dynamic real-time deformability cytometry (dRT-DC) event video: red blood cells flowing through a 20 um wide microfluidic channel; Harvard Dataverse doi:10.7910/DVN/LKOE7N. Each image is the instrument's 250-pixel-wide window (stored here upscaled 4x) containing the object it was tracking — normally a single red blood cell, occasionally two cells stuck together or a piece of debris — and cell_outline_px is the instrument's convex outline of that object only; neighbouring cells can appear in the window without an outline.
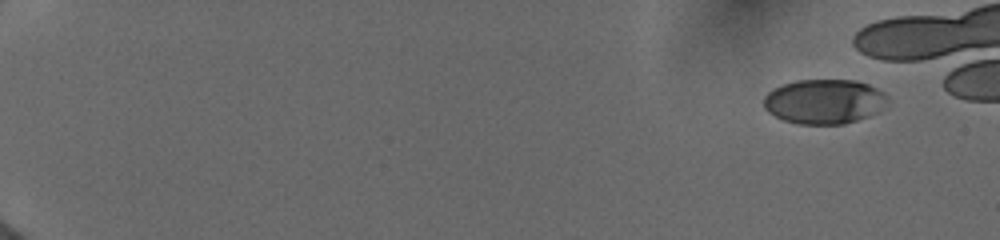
{"species": "human", "species_latin": "Homo sapiens", "temperature_condition": "cold", "stored_images_in_passage": 13, "camera_frame_rate_fps": 3000, "um_per_image_px": 0.085, "donor": {"sex": "female"}, "frame": {"image": 1, "passage_image": 1, "time_ms": 0.0, "image_size_px": [1000, 240], "cell_outline_px": [[888, 96], [880, 112], [844, 124], [796, 124], [784, 120], [768, 112], [764, 108], [764, 96], [768, 92], [784, 84], [796, 80], [856, 80], [868, 84], [884, 92]], "centroid_in_image_um": [70.07, 8.63], "position_along_channel_um": 14.9, "area_um2": 32.19}}